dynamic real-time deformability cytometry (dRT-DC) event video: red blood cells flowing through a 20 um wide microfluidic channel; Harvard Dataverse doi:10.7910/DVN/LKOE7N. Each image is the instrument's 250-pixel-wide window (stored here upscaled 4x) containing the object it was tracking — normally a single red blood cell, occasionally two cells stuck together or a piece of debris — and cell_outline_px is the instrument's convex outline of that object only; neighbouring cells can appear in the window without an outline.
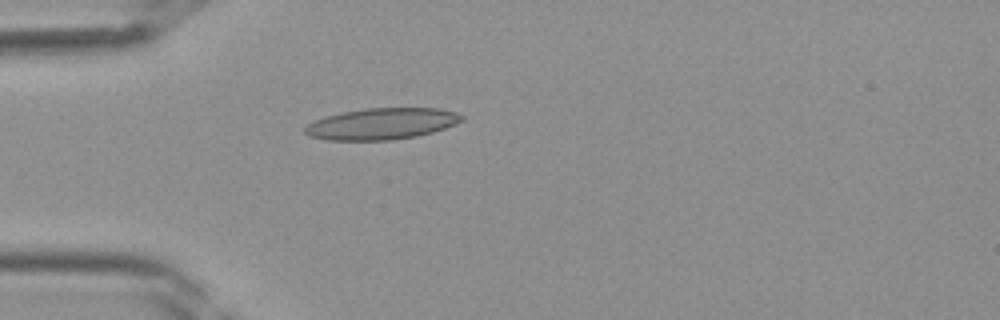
{"species": "Egyptian fruit bat (a non-hibernating species)", "species_latin": "Rousettus aegyptiacus", "temperature_condition": "room temperature", "stored_images_in_passage": 29, "camera_frame_rate_fps": 3000, "um_per_image_px": 0.085, "frame": {"image": 1, "passage_image": 1, "time_ms": 0.0, "image_size_px": [1000, 320], "cell_outline_px": [[464, 120], [444, 128], [432, 132], [416, 136], [392, 140], [328, 140], [308, 136], [304, 132], [304, 128], [308, 124], [316, 120], [328, 116], [344, 112], [368, 108], [440, 108], [456, 112], [464, 116]], "centroid_in_image_um": [32.47, 10.52], "position_along_channel_um": 52.5, "area_um2": 28.5}}
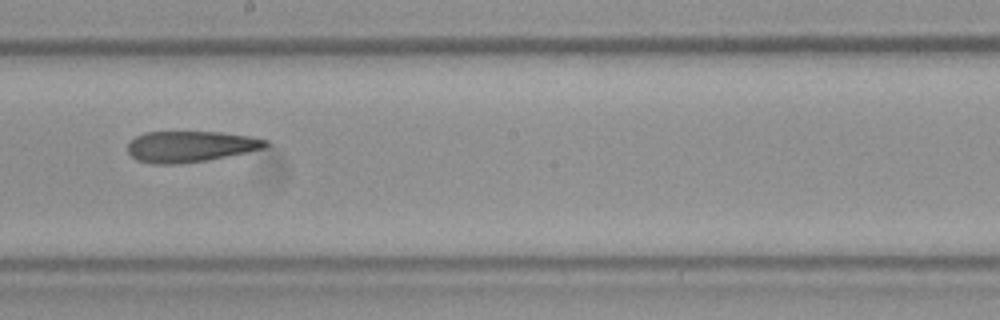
{"frame": {"image": 2, "passage_image": 12, "time_ms": 3.667, "image_size_px": [1000, 320], "cell_outline_px": [[268, 144], [264, 148], [204, 160], [176, 164], [152, 164], [136, 160], [128, 152], [128, 140], [144, 132], [220, 132], [252, 136], [268, 140]], "centroid_in_image_um": [16.12, 12.44], "position_along_channel_um": 232.1, "area_um2": 24.8}}
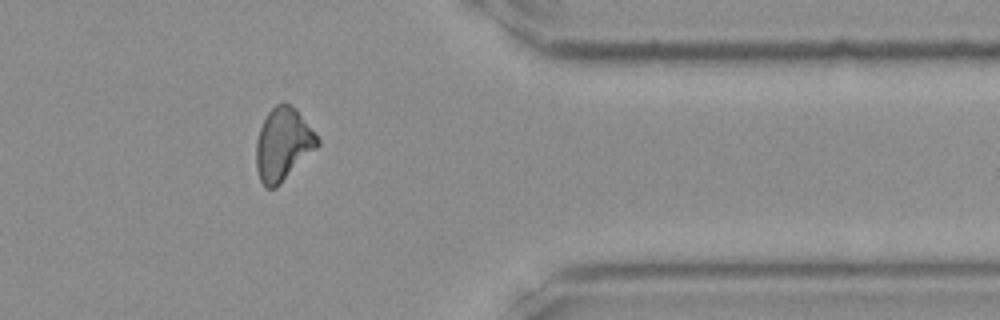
{"frame": {"image": 3, "passage_image": 22, "time_ms": 7.0, "image_size_px": [1000, 320], "cell_outline_px": [[320, 144], [276, 188], [264, 188], [260, 180], [256, 168], [256, 140], [260, 128], [268, 112], [276, 104], [284, 100], [296, 108], [320, 140]], "centroid_in_image_um": [24.04, 12.25], "position_along_channel_um": 387.4, "area_um2": 25.95}}